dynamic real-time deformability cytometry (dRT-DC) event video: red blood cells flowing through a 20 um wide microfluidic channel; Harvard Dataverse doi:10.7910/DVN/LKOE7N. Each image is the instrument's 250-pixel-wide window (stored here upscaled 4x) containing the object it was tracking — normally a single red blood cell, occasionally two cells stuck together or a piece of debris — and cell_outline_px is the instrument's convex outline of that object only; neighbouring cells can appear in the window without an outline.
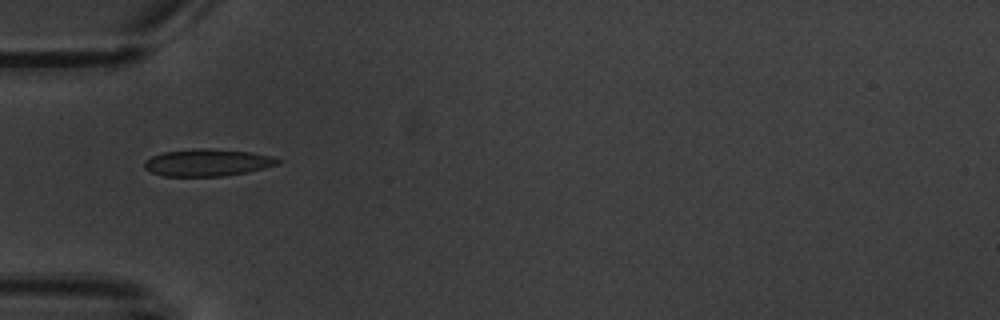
{"species": "common noctule bat (a hibernating species)", "species_latin": "Nyctalus noctula", "temperature_condition": "warm", "stored_images_in_passage": 13, "camera_frame_rate_fps": 3000, "um_per_image_px": 0.085, "animal": {"sex": "male", "body_mass_g": 20.1, "forearm_length_mm": 53.5}, "frame": {"image": 1, "passage_image": 3, "time_ms": 3.333, "image_size_px": [1000, 320], "cell_outline_px": [[284, 160], [280, 164], [248, 172], [224, 176], [164, 176], [152, 172], [144, 168], [144, 160], [152, 156], [164, 152], [196, 148], [212, 148], [252, 152], [272, 156]], "centroid_in_image_um": [17.68, 13.81], "position_along_channel_um": 67.3, "area_um2": 21.33}}
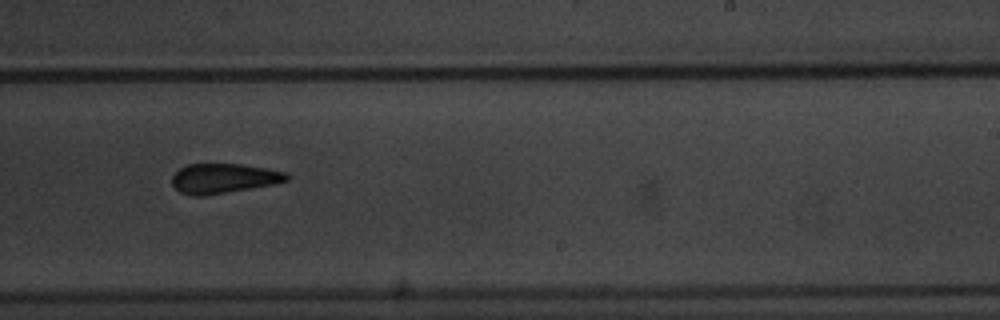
{"frame": {"image": 2, "passage_image": 8, "time_ms": 9.0, "image_size_px": [1000, 320], "cell_outline_px": [[292, 176], [288, 180], [276, 184], [204, 196], [192, 196], [180, 192], [172, 184], [172, 176], [180, 168], [188, 164], [240, 164], [288, 172]], "centroid_in_image_um": [19.04, 15.17], "position_along_channel_um": 270.0, "area_um2": 20.0}}
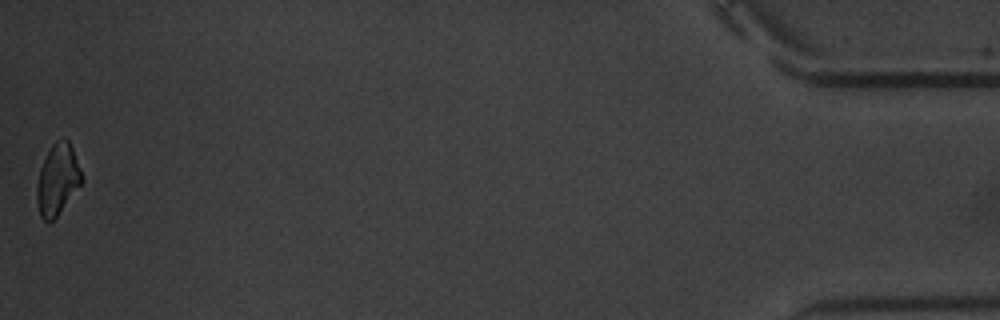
{"frame": {"image": 3, "passage_image": 13, "time_ms": 16.0, "image_size_px": [1000, 320], "cell_outline_px": [[84, 180], [56, 216], [52, 220], [44, 220], [40, 216], [36, 200], [36, 184], [40, 168], [52, 144], [56, 140], [64, 136], [68, 140], [72, 148], [80, 168]], "centroid_in_image_um": [4.88, 15.23], "position_along_channel_um": 430.3, "area_um2": 18.38}, "authors_computed_cell_mechanics": {"area_um2": 20.4612, "velocity_mm_per_s": 3.5745, "shape_relaxation_time_tau1_ms": 10.9041, "shape_relaxation_time_tau2_ms": 5.5694, "deformation_change_tau1": 0.1966, "deformation_change_tau2": 0.0879}}